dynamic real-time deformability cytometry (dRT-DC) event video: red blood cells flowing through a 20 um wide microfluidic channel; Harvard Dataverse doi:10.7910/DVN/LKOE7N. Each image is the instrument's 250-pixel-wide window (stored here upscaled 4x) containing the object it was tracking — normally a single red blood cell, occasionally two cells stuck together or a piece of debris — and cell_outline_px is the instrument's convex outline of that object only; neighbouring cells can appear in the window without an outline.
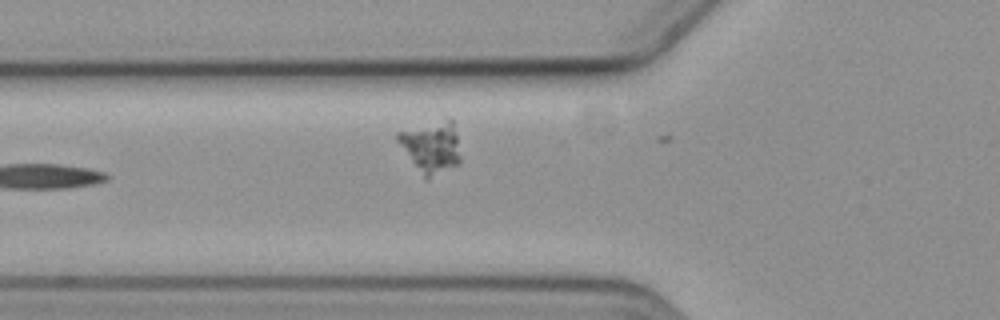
{"species": "common noctule bat (a hibernating species)", "species_latin": "Nyctalus noctula", "temperature_condition": "cold", "stored_images_in_passage": 5, "camera_frame_rate_fps": 3000, "um_per_image_px": 0.085, "animal": {"sex": "female", "body_mass_g": 19.3, "forearm_length_mm": 54.1}, "frame": {"image": 1, "passage_image": 4, "time_ms": 3.333, "image_size_px": [1000, 320], "cell_outline_px": [[460, 160], [456, 164], [428, 180], [424, 180], [396, 140], [396, 132], [448, 116], [452, 120], [456, 136], [460, 156]], "centroid_in_image_um": [36.62, 12.47], "position_along_channel_um": 89.2, "area_um2": 19.13}}